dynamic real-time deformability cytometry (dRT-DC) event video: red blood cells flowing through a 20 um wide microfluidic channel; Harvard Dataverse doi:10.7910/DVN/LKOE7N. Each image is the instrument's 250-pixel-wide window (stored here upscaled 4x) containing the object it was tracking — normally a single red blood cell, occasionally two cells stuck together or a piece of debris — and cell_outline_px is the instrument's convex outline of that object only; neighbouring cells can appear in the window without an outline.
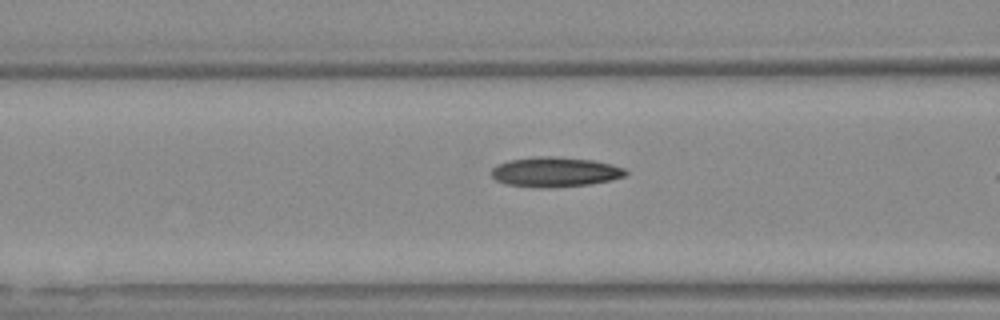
{"species": "Egyptian fruit bat (a non-hibernating species)", "species_latin": "Rousettus aegyptiacus", "temperature_condition": "warm", "stored_images_in_passage": 16, "camera_frame_rate_fps": 3000, "um_per_image_px": 0.085, "animal": {"sex": "female"}, "frame": {"image": 1, "passage_image": 14, "time_ms": 4.333, "image_size_px": [1000, 320], "cell_outline_px": [[628, 172], [624, 176], [612, 180], [588, 184], [544, 188], [540, 188], [504, 184], [496, 180], [492, 176], [492, 168], [496, 164], [508, 160], [532, 156], [552, 156], [592, 160], [612, 164], [624, 168]], "centroid_in_image_um": [47.14, 14.61], "position_along_channel_um": 119.5, "area_um2": 23.47}}